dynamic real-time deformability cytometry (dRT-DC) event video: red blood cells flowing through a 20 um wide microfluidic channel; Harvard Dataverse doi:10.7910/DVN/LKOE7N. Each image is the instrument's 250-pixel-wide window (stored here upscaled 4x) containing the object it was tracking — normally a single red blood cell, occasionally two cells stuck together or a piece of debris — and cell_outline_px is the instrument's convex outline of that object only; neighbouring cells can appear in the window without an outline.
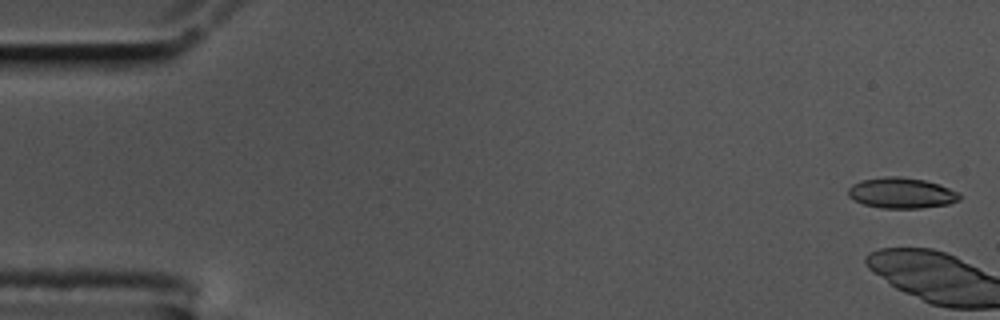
{"species": "common noctule bat (a hibernating species)", "species_latin": "Nyctalus noctula", "temperature_condition": "cold", "stored_images_in_passage": 8, "camera_frame_rate_fps": 3000, "um_per_image_px": 0.085, "animal": {"sex": "male", "body_mass_g": 17.5, "forearm_length_mm": 52.3}, "frame": {"image": 1, "passage_image": 2, "time_ms": 0.333, "image_size_px": [1000, 320], "cell_outline_px": [[960, 200], [948, 204], [920, 208], [880, 208], [864, 204], [852, 200], [848, 196], [848, 188], [852, 184], [860, 180], [884, 176], [900, 176], [924, 180], [940, 184], [960, 192]], "centroid_in_image_um": [76.61, 16.4], "position_along_channel_um": 8.4, "area_um2": 20.17}}